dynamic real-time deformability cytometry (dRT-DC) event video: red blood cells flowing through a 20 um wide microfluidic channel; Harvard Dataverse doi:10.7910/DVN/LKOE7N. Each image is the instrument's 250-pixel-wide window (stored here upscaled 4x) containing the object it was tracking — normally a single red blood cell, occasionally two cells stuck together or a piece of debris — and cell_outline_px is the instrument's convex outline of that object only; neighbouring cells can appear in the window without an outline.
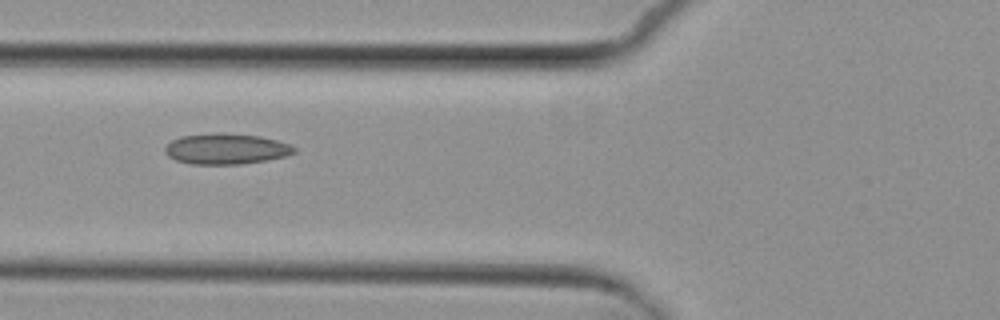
{"species": "common noctule bat (a hibernating species)", "species_latin": "Nyctalus noctula", "temperature_condition": "cold", "stored_images_in_passage": 5, "camera_frame_rate_fps": 3000, "um_per_image_px": 0.085, "animal": {"sex": "female", "body_mass_g": 29.2, "forearm_length_mm": 56.3}, "frame": {"image": 1, "passage_image": 2, "time_ms": 1.0, "image_size_px": [1000, 320], "cell_outline_px": [[296, 152], [284, 156], [268, 160], [240, 164], [192, 164], [176, 160], [168, 156], [164, 152], [164, 148], [172, 140], [180, 136], [216, 132], [220, 132], [260, 136], [276, 140], [288, 144], [296, 148]], "centroid_in_image_um": [19.19, 12.64], "position_along_channel_um": 106.6, "area_um2": 23.18}}
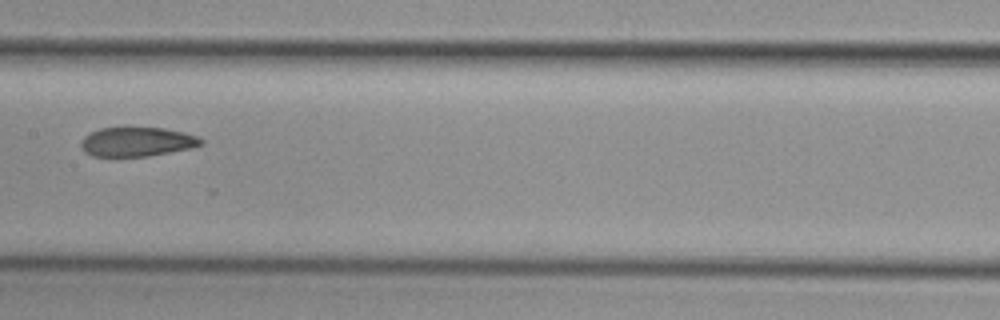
{"frame": {"image": 2, "passage_image": 4, "time_ms": 3.333, "image_size_px": [1000, 320], "cell_outline_px": [[204, 144], [192, 148], [148, 156], [92, 156], [84, 152], [80, 148], [80, 144], [84, 136], [100, 128], [124, 124], [164, 128], [184, 132], [196, 136], [204, 140]], "centroid_in_image_um": [11.62, 12.0], "position_along_channel_um": 195.8, "area_um2": 21.39}}
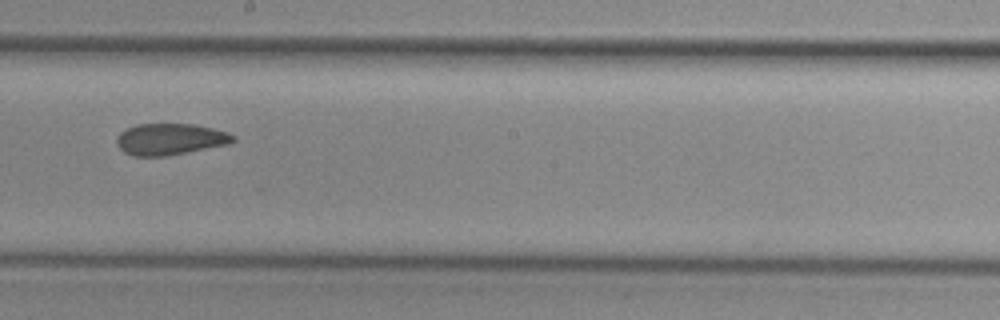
{"frame": {"image": 3, "passage_image": 5, "time_ms": 4.333, "image_size_px": [1000, 320], "cell_outline_px": [[236, 140], [228, 144], [168, 156], [132, 156], [124, 152], [120, 148], [116, 140], [120, 132], [136, 124], [192, 124], [212, 128], [228, 132], [236, 136]], "centroid_in_image_um": [14.47, 11.83], "position_along_channel_um": 233.7, "area_um2": 21.33}}